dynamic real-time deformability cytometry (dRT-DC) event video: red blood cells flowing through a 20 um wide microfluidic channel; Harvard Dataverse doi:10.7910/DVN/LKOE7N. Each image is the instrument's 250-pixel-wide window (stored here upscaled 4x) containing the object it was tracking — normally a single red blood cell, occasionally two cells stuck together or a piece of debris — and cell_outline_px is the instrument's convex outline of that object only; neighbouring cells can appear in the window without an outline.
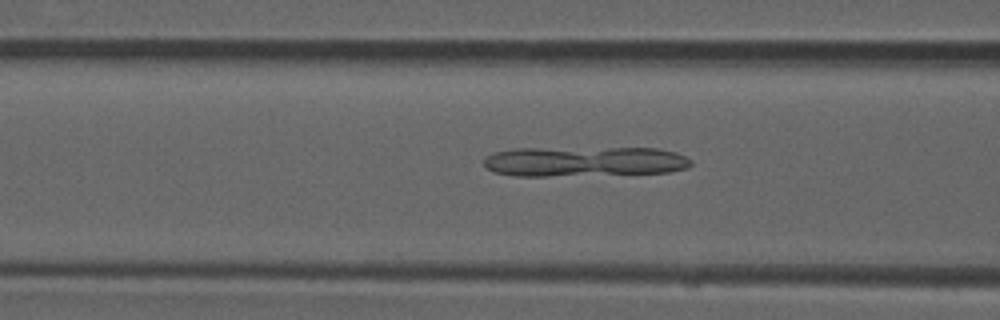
{"species": "common noctule bat (a hibernating species)", "species_latin": "Nyctalus noctula", "temperature_condition": "room temperature", "stored_images_in_passage": 50, "camera_frame_rate_fps": 3000, "um_per_image_px": 0.085, "animal": {"sex": "male", "forearm_length_mm": 52.5}, "frame": {"image": 1, "passage_image": 20, "time_ms": 6.333, "image_size_px": [1000, 320], "cell_outline_px": [[692, 164], [688, 168], [668, 172], [548, 176], [516, 176], [492, 172], [484, 164], [484, 156], [492, 152], [516, 148], [660, 148], [676, 152], [692, 160]], "centroid_in_image_um": [49.64, 13.72], "position_along_channel_um": 117.0, "area_um2": 36.53}}
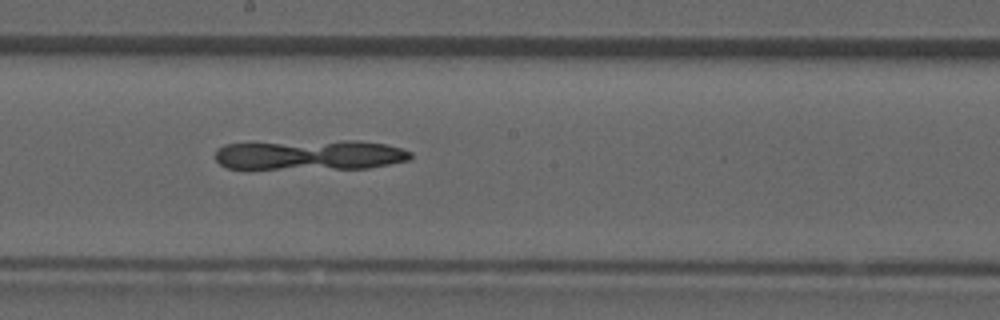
{"frame": {"image": 2, "passage_image": 28, "time_ms": 9.0, "image_size_px": [1000, 320], "cell_outline_px": [[412, 156], [408, 160], [368, 168], [228, 168], [220, 164], [216, 160], [216, 148], [224, 144], [340, 140], [360, 140], [388, 144], [412, 152]], "centroid_in_image_um": [26.38, 13.15], "position_along_channel_um": 221.8, "area_um2": 34.1}}
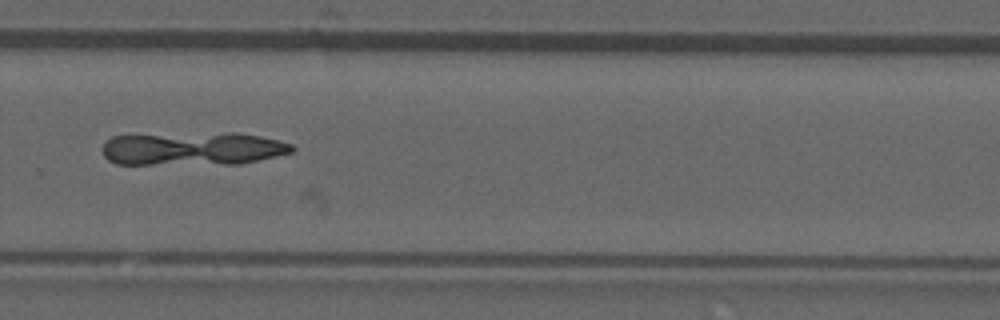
{"frame": {"image": 3, "passage_image": 35, "time_ms": 11.333, "image_size_px": [1000, 320], "cell_outline_px": [[296, 148], [292, 152], [276, 156], [240, 164], [116, 164], [108, 160], [104, 156], [104, 144], [112, 136], [228, 132], [236, 132], [260, 136], [292, 144]], "centroid_in_image_um": [16.42, 12.64], "position_along_channel_um": 313.4, "area_um2": 36.76}}